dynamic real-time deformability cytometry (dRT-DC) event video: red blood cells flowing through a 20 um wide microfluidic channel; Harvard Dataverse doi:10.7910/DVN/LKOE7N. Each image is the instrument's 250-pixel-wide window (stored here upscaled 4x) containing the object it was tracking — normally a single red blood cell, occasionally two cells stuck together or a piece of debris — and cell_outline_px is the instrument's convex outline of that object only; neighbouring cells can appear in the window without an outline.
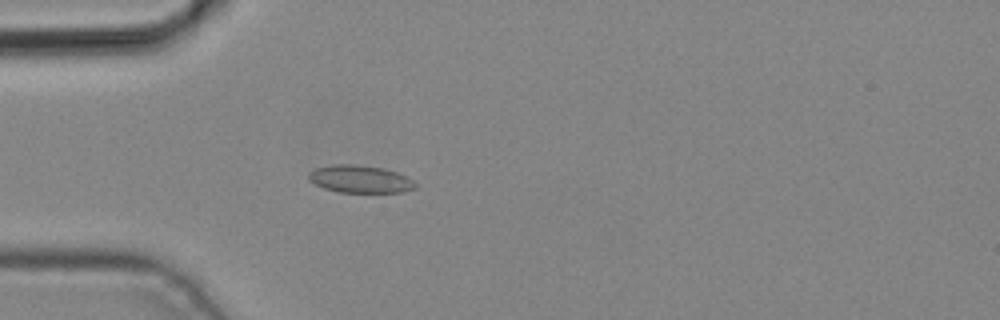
{"species": "common noctule bat (a hibernating species)", "species_latin": "Nyctalus noctula", "temperature_condition": "cold", "stored_images_in_passage": 3, "camera_frame_rate_fps": 3000, "um_per_image_px": 0.085, "animal": {"sex": "male", "body_mass_g": 19.2, "forearm_length_mm": 51.8}, "frame": {"image": 1, "passage_image": 3, "time_ms": 0.667, "image_size_px": [1000, 320], "cell_outline_px": [[416, 188], [404, 192], [340, 192], [324, 188], [308, 180], [308, 172], [316, 168], [332, 164], [356, 164], [384, 168], [408, 176], [416, 184]], "centroid_in_image_um": [30.61, 15.21], "position_along_channel_um": 54.4, "area_um2": 17.22}}